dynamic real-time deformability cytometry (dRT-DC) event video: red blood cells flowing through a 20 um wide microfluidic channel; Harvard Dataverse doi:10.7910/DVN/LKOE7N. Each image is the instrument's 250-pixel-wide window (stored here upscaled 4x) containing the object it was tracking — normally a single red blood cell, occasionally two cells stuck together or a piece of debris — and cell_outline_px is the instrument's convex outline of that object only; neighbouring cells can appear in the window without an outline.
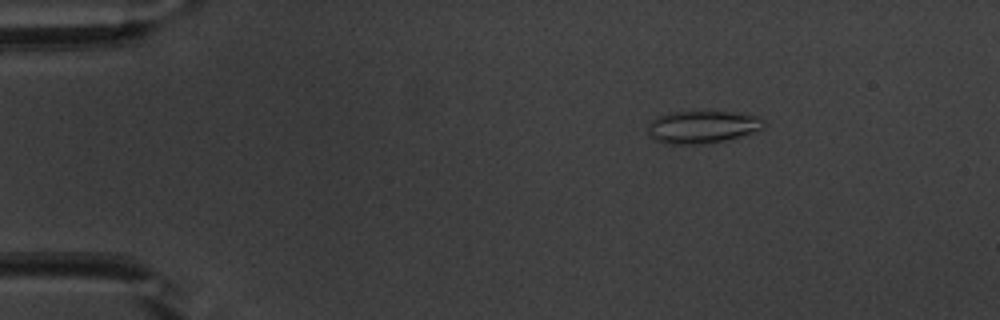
{"species": "common noctule bat (a hibernating species)", "species_latin": "Nyctalus noctula", "temperature_condition": "warm", "stored_images_in_passage": 51, "camera_frame_rate_fps": 3000, "um_per_image_px": 0.085, "animal": {"sex": "male", "body_mass_g": 20.1, "forearm_length_mm": 53.5}, "frame": {"image": 1, "passage_image": 8, "time_ms": 2.333, "image_size_px": [1000, 320], "cell_outline_px": [[768, 124], [760, 132], [728, 140], [704, 144], [664, 144], [656, 140], [648, 132], [648, 124], [656, 116], [668, 112], [736, 112], [756, 116], [764, 120]], "centroid_in_image_um": [59.77, 10.8], "position_along_channel_um": 25.2, "area_um2": 22.48}}
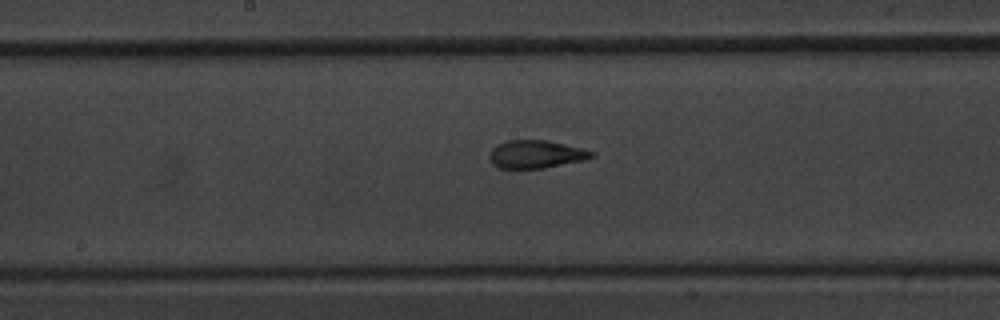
{"frame": {"image": 2, "passage_image": 27, "time_ms": 8.667, "image_size_px": [1000, 320], "cell_outline_px": [[596, 156], [584, 160], [544, 168], [500, 168], [492, 164], [488, 156], [492, 148], [496, 144], [508, 140], [548, 140], [596, 152]], "centroid_in_image_um": [45.55, 13.11], "position_along_channel_um": 202.7, "area_um2": 16.7}}
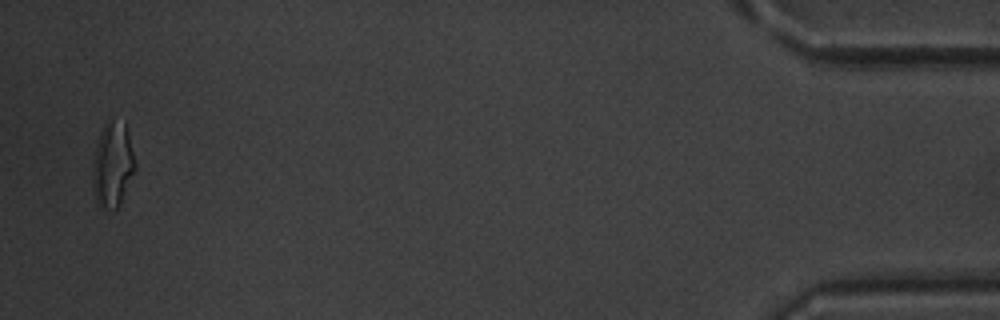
{"frame": {"image": 3, "passage_image": 50, "time_ms": 16.333, "image_size_px": [1000, 320], "cell_outline_px": [[136, 168], [120, 204], [116, 212], [104, 208], [96, 204], [92, 176], [92, 164], [96, 144], [100, 132], [108, 116], [124, 120], [136, 164]], "centroid_in_image_um": [9.56, 13.97], "position_along_channel_um": 425.6, "area_um2": 21.56}, "authors_computed_cell_mechanics": {"area_um2": 17.2244, "velocity_mm_per_s": 3.9766, "shape_relaxation_time_tau1_ms": null, "shape_relaxation_time_tau2_ms": 1.2612, "deformation_change_tau1": null, "deformation_change_tau2": 0.095}}